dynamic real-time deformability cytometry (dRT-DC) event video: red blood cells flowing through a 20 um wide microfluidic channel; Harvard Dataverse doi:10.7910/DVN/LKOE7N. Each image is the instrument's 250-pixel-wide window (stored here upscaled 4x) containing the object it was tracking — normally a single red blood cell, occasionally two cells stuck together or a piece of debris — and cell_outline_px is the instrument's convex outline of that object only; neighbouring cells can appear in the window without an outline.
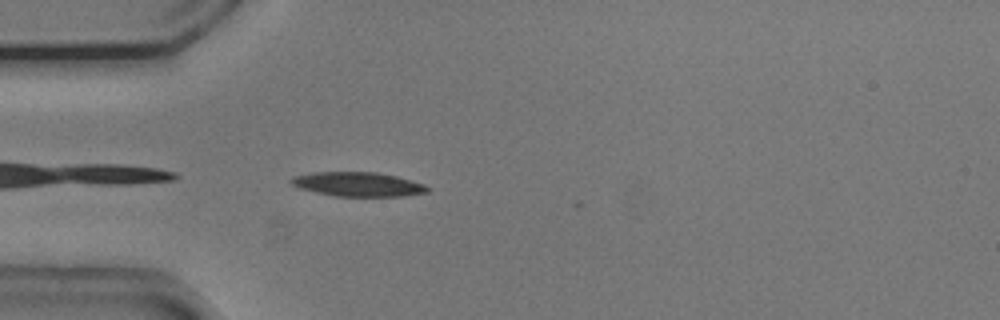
{"species": "common noctule bat (a hibernating species)", "species_latin": "Nyctalus noctula", "temperature_condition": "cold", "stored_images_in_passage": 3, "camera_frame_rate_fps": 3000, "um_per_image_px": 0.085, "animal": {"sex": "male", "body_mass_g": 20.5, "forearm_length_mm": 52.5}, "frame": {"image": 1, "passage_image": 1, "time_ms": 0.0, "image_size_px": [1000, 320], "cell_outline_px": [[432, 188], [428, 192], [404, 196], [336, 196], [316, 192], [300, 188], [292, 184], [288, 180], [292, 176], [312, 172], [376, 172], [396, 176], [412, 180], [424, 184]], "centroid_in_image_um": [30.44, 15.65], "position_along_channel_um": 54.6, "area_um2": 19.36}}